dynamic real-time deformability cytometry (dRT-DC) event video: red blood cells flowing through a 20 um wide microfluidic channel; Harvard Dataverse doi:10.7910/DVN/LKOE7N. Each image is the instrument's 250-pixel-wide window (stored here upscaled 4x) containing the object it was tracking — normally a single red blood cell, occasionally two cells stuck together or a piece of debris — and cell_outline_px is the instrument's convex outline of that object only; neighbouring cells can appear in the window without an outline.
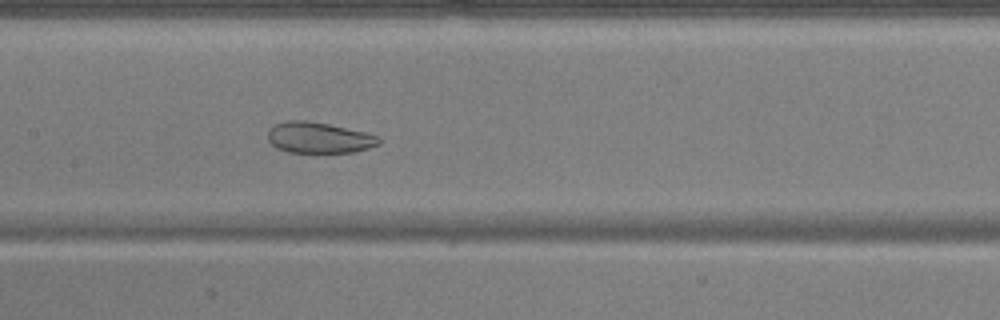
{"species": "common noctule bat (a hibernating species)", "species_latin": "Nyctalus noctula", "temperature_condition": "warm", "stored_images_in_passage": 53, "camera_frame_rate_fps": 3000, "um_per_image_px": 0.085, "animal": {"sex": "male", "body_mass_g": 17.9, "forearm_length_mm": 54.2}, "frame": {"image": 1, "passage_image": 26, "time_ms": 8.333, "image_size_px": [1000, 320], "cell_outline_px": [[380, 144], [356, 152], [288, 152], [276, 148], [268, 140], [268, 128], [276, 124], [288, 120], [308, 120], [328, 124], [364, 132], [380, 136]], "centroid_in_image_um": [27.09, 11.7], "position_along_channel_um": 180.3, "area_um2": 20.06}}
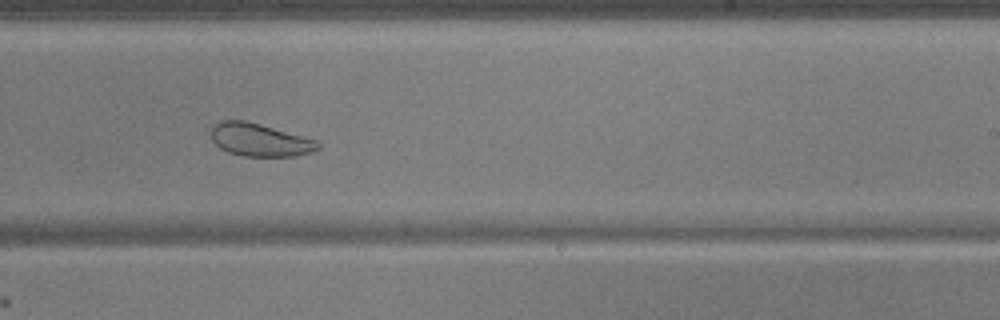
{"frame": {"image": 2, "passage_image": 33, "time_ms": 10.667, "image_size_px": [1000, 320], "cell_outline_px": [[320, 148], [296, 156], [240, 156], [228, 152], [220, 148], [212, 140], [208, 132], [212, 124], [220, 120], [244, 120], [260, 124], [316, 140], [320, 144]], "centroid_in_image_um": [21.99, 11.88], "position_along_channel_um": 267.0, "area_um2": 20.58}}
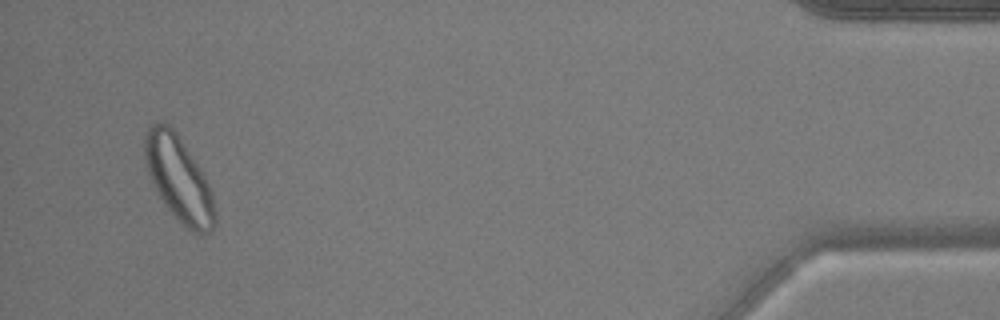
{"frame": {"image": 3, "passage_image": 51, "time_ms": 16.667, "image_size_px": [1000, 320], "cell_outline_px": [[216, 224], [208, 232], [192, 232], [164, 204], [152, 184], [144, 160], [144, 136], [148, 124], [160, 120], [164, 120], [176, 132], [200, 168], [208, 184], [212, 196], [216, 216]], "centroid_in_image_um": [15.15, 15.12], "position_along_channel_um": 420.1, "area_um2": 34.51}}